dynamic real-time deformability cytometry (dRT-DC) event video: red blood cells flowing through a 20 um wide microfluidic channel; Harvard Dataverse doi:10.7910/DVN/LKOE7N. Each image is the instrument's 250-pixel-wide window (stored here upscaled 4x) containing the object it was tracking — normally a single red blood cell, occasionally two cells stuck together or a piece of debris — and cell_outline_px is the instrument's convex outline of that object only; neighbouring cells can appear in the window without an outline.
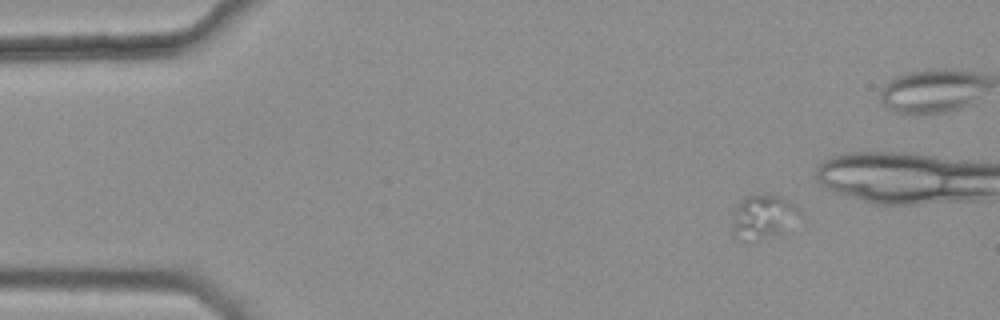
{"species": "common noctule bat (a hibernating species)", "species_latin": "Nyctalus noctula", "temperature_condition": "warm", "stored_images_in_passage": 9, "camera_frame_rate_fps": 3000, "um_per_image_px": 0.085, "animal": {"sex": "female", "body_mass_g": 25.1}, "frame": {"image": 1, "passage_image": 1, "time_ms": 0.0, "image_size_px": [1000, 320], "cell_outline_px": [[796, 208], [780, 232], [756, 240], [744, 240], [732, 232], [732, 224], [736, 208], [744, 196], [764, 192], [780, 196], [792, 204]], "centroid_in_image_um": [64.69, 18.36], "position_along_channel_um": 20.3, "area_um2": 15.95}}